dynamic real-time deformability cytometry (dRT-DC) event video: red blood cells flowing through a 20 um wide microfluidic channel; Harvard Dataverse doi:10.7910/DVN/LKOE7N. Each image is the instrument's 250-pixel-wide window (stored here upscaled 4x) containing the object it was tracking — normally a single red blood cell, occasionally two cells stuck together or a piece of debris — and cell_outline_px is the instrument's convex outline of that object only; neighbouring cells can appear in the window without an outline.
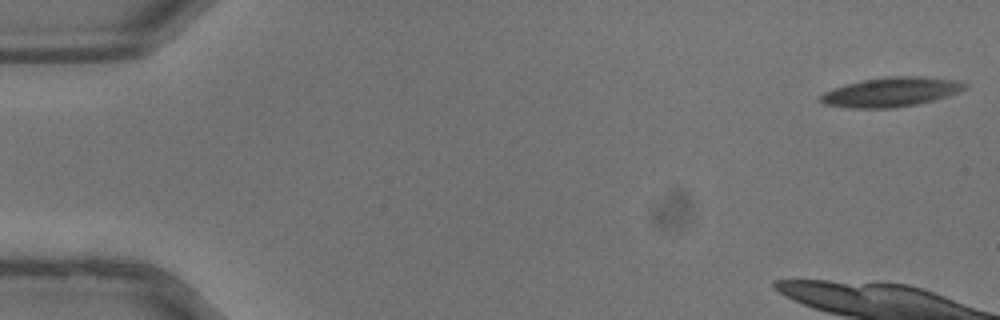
{"species": "common noctule bat (a hibernating species)", "species_latin": "Nyctalus noctula", "temperature_condition": "warm", "stored_images_in_passage": 9, "camera_frame_rate_fps": 3000, "um_per_image_px": 0.085, "animal": {"sex": "male", "body_mass_g": 13.3}, "frame": {"image": 1, "passage_image": 1, "time_ms": 0.0, "image_size_px": [1000, 320], "cell_outline_px": [[968, 84], [964, 88], [956, 92], [932, 100], [916, 104], [896, 108], [852, 108], [824, 104], [820, 100], [820, 96], [824, 92], [832, 88], [864, 80], [884, 76], [916, 76], [952, 80]], "centroid_in_image_um": [75.66, 7.82], "position_along_channel_um": 9.3, "area_um2": 24.22}}